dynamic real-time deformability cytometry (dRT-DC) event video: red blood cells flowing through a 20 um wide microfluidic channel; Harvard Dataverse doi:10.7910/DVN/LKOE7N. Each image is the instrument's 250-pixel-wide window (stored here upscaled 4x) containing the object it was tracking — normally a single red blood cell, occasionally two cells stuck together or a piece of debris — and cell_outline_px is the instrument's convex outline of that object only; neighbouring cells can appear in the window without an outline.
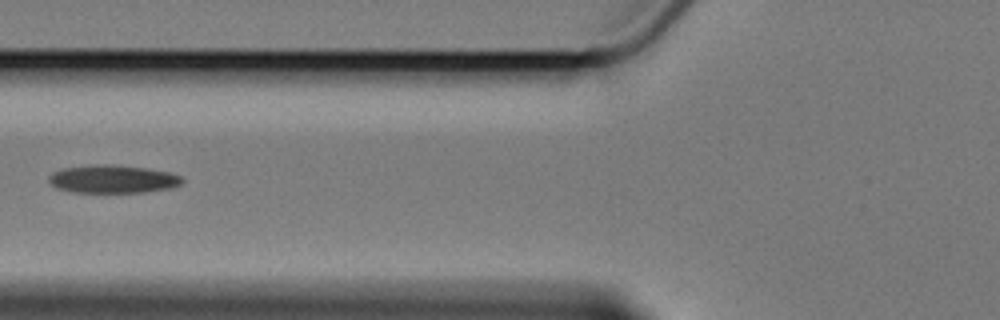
{"species": "Egyptian fruit bat (a non-hibernating species)", "species_latin": "Rousettus aegyptiacus", "temperature_condition": "cold", "stored_images_in_passage": 8, "camera_frame_rate_fps": 3000, "um_per_image_px": 0.085, "animal": {"sex": "female"}, "frame": {"image": 1, "passage_image": 2, "time_ms": 2.333, "image_size_px": [1000, 320], "cell_outline_px": [[184, 180], [180, 184], [172, 188], [144, 192], [72, 192], [56, 188], [48, 180], [48, 176], [52, 172], [64, 168], [104, 164], [108, 164], [148, 168], [168, 172], [180, 176]], "centroid_in_image_um": [9.59, 15.22], "position_along_channel_um": 116.2, "area_um2": 21.68}}
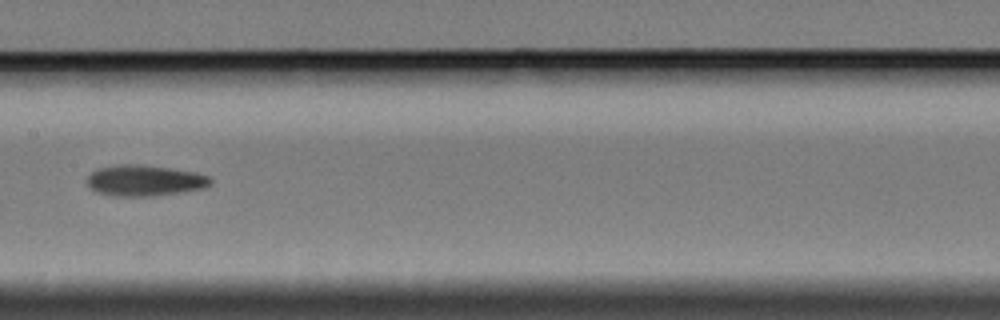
{"frame": {"image": 2, "passage_image": 4, "time_ms": 4.667, "image_size_px": [1000, 320], "cell_outline_px": [[212, 184], [204, 188], [180, 192], [152, 196], [112, 196], [100, 192], [92, 188], [88, 184], [88, 176], [96, 168], [120, 164], [140, 164], [196, 172], [208, 176], [212, 180]], "centroid_in_image_um": [12.31, 15.34], "position_along_channel_um": 195.1, "area_um2": 22.14}}
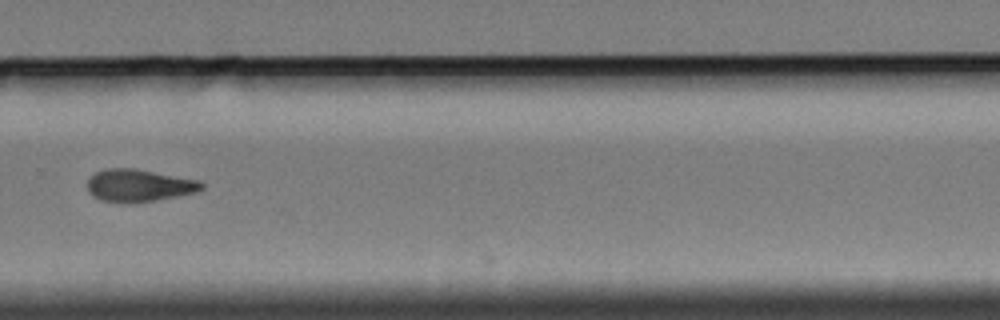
{"frame": {"image": 3, "passage_image": 7, "time_ms": 8.333, "image_size_px": [1000, 320], "cell_outline_px": [[204, 188], [196, 192], [156, 200], [132, 204], [100, 200], [92, 196], [88, 188], [88, 180], [96, 172], [104, 168], [136, 168], [200, 180], [204, 184]], "centroid_in_image_um": [11.82, 15.76], "position_along_channel_um": 318.0, "area_um2": 21.79}}